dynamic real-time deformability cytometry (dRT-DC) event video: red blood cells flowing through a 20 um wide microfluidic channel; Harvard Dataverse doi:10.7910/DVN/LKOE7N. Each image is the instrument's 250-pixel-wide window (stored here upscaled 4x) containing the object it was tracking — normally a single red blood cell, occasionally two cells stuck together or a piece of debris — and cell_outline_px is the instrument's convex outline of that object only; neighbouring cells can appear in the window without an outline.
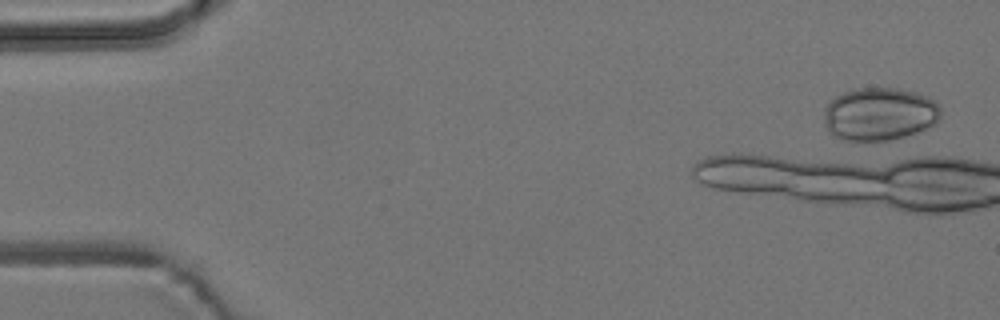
{"species": "common noctule bat (a hibernating species)", "species_latin": "Nyctalus noctula", "temperature_condition": "room temperature", "stored_images_in_passage": 5, "camera_frame_rate_fps": 3000, "um_per_image_px": 0.085, "animal": {"sex": "male", "body_mass_g": 19.2, "forearm_length_mm": 51.8}, "frame": {"image": 1, "passage_image": 1, "time_ms": 0.0, "image_size_px": [1000, 320], "cell_outline_px": [[940, 116], [936, 124], [916, 132], [904, 136], [888, 140], [844, 140], [828, 132], [824, 120], [824, 108], [828, 100], [844, 92], [856, 88], [900, 88], [916, 92], [940, 104]], "centroid_in_image_um": [74.74, 9.68], "position_along_channel_um": 10.3, "area_um2": 36.13}}